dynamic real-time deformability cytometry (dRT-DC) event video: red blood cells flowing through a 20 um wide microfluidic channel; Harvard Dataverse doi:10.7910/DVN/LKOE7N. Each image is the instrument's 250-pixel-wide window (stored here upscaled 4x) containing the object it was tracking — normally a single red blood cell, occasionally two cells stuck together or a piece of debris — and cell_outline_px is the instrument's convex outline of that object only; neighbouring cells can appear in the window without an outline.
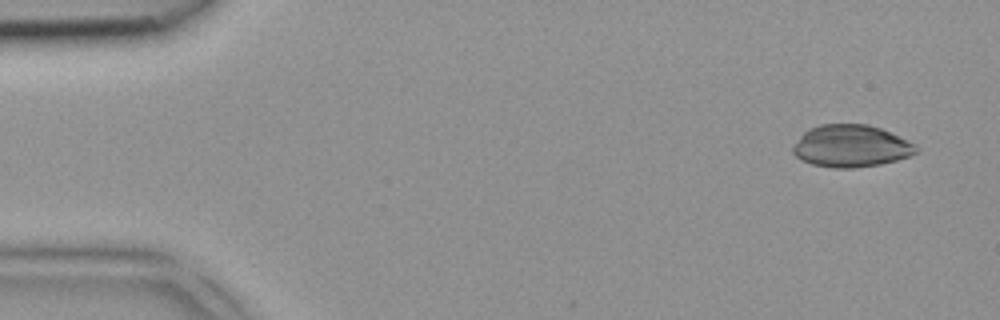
{"species": "common noctule bat (a hibernating species)", "species_latin": "Nyctalus noctula", "temperature_condition": "room temperature", "stored_images_in_passage": 4, "segment_of_instrument_passage": [1, 2], "camera_frame_rate_fps": 3000, "um_per_image_px": 0.085, "animal": {"sex": "female", "body_mass_g": 18.4}, "frame": {"image": 1, "passage_image": 1, "time_ms": 0.0, "image_size_px": [1000, 320], "cell_outline_px": [[920, 148], [916, 152], [908, 156], [896, 160], [880, 164], [856, 168], [832, 168], [812, 164], [796, 156], [792, 152], [792, 148], [800, 136], [808, 128], [820, 124], [868, 124], [880, 128], [916, 144]], "centroid_in_image_um": [72.33, 12.41], "position_along_channel_um": 12.7, "area_um2": 30.23}}